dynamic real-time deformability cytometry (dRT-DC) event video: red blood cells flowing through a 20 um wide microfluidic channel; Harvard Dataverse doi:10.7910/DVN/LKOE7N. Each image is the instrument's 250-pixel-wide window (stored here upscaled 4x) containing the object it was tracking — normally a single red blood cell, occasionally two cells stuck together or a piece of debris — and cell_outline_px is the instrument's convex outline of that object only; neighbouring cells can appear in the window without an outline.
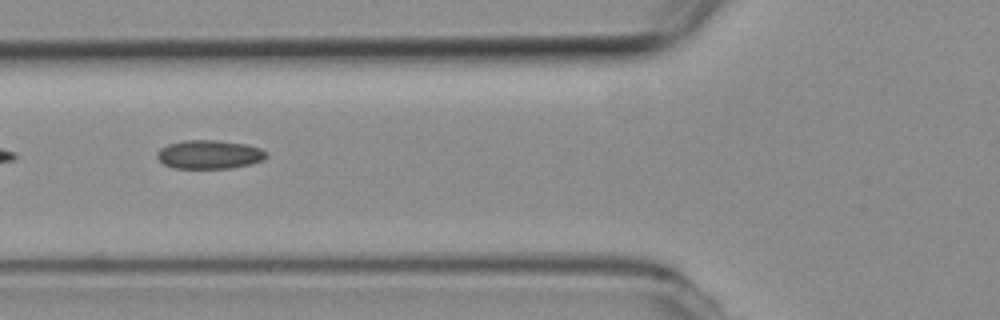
{"species": "common noctule bat (a hibernating species)", "species_latin": "Nyctalus noctula", "temperature_condition": "room temperature", "stored_images_in_passage": 6, "camera_frame_rate_fps": 3000, "um_per_image_px": 0.085, "animal": {"sex": "female", "body_mass_g": 19.3, "forearm_length_mm": 54.1}, "frame": {"image": 1, "passage_image": 4, "time_ms": 1.0, "image_size_px": [1000, 320], "cell_outline_px": [[268, 156], [264, 160], [252, 164], [232, 168], [172, 168], [164, 164], [156, 156], [156, 152], [160, 148], [168, 144], [184, 140], [216, 140], [244, 144], [260, 148], [268, 152]], "centroid_in_image_um": [17.81, 13.13], "position_along_channel_um": 108.0, "area_um2": 18.44}}
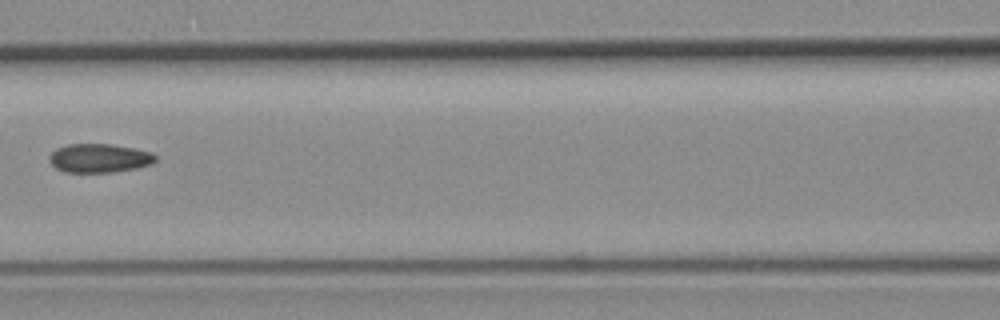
{"frame": {"image": 2, "passage_image": 5, "time_ms": 1.333, "image_size_px": [1000, 320], "cell_outline_px": [[156, 160], [152, 164], [136, 168], [112, 172], [64, 172], [56, 168], [48, 160], [48, 156], [56, 148], [68, 144], [112, 144], [152, 152], [156, 156]], "centroid_in_image_um": [8.42, 13.44], "position_along_channel_um": 158.2, "area_um2": 17.86}}
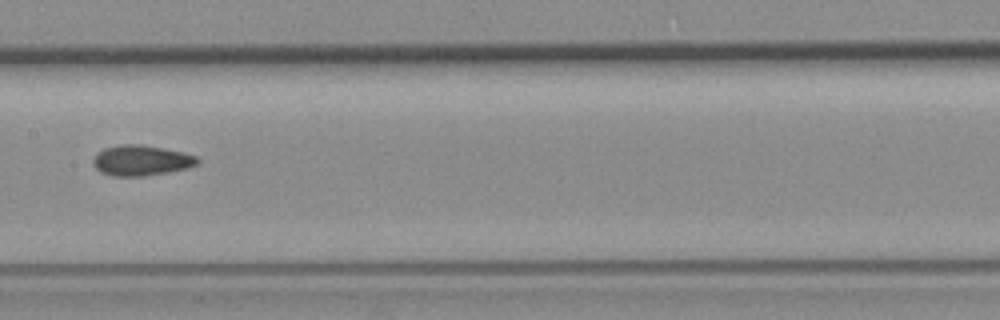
{"frame": {"image": 3, "passage_image": 6, "time_ms": 1.667, "image_size_px": [1000, 320], "cell_outline_px": [[200, 160], [196, 164], [188, 168], [168, 172], [140, 176], [112, 176], [100, 172], [96, 168], [92, 160], [96, 152], [104, 148], [124, 144], [140, 144], [184, 152], [196, 156]], "centroid_in_image_um": [11.98, 13.63], "position_along_channel_um": 195.4, "area_um2": 18.5}}